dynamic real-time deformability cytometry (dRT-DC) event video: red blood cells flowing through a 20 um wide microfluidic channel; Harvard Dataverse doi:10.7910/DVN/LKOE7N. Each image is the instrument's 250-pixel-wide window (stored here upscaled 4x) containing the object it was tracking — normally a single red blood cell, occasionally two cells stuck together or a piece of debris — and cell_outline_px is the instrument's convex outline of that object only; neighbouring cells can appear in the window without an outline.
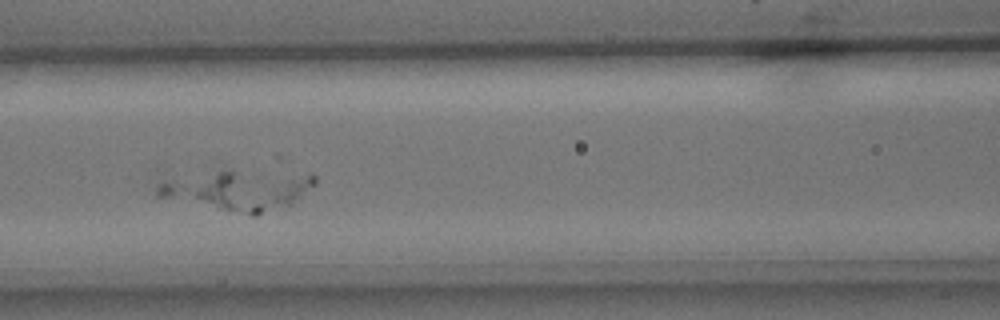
{"species": "common noctule bat (a hibernating species)", "species_latin": "Nyctalus noctula", "temperature_condition": "cold", "stored_images_in_passage": 8, "segment_of_instrument_passage": [2, 2], "camera_frame_rate_fps": 3000, "um_per_image_px": 0.085, "animal": {"sex": "male", "body_mass_g": 15.6}, "frame": {"image": 1, "passage_image": 7, "time_ms": 2.0, "image_size_px": [1000, 320], "cell_outline_px": [[316, 184], [292, 204], [256, 216], [252, 216], [156, 196], [156, 184], [164, 180], [220, 172], [232, 172], [316, 176]], "centroid_in_image_um": [20.22, 16.23], "position_along_channel_um": 146.4, "area_um2": 35.14}}
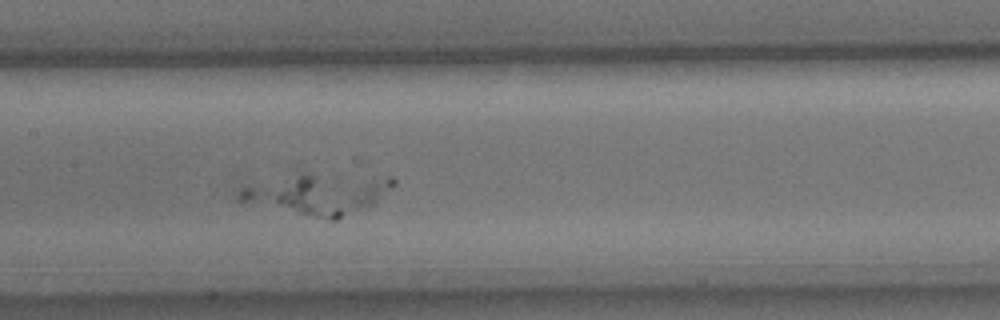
{"frame": {"image": 2, "passage_image": 8, "time_ms": 2.333, "image_size_px": [1000, 320], "cell_outline_px": [[396, 184], [372, 204], [336, 220], [332, 220], [236, 200], [236, 192], [240, 188], [248, 184], [300, 176], [392, 176], [396, 180]], "centroid_in_image_um": [27.04, 16.51], "position_along_channel_um": 180.4, "area_um2": 34.8}}